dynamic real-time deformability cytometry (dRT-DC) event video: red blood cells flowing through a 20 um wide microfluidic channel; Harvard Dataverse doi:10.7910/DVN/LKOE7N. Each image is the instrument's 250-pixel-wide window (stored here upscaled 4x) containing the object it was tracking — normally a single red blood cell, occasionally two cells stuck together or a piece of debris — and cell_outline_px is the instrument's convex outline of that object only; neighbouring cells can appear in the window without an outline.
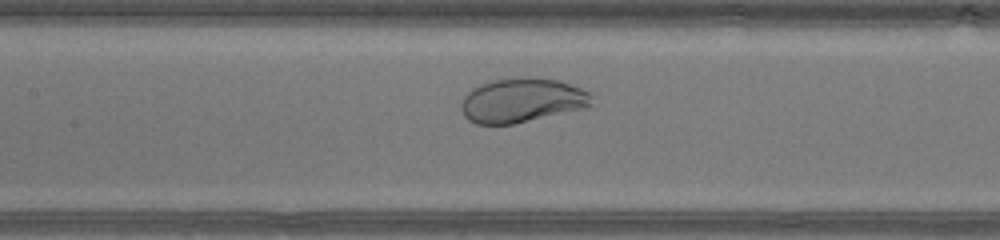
{"species": "human", "species_latin": "Homo sapiens", "temperature_condition": "warm", "stored_images_in_passage": 29, "camera_frame_rate_fps": 3000, "um_per_image_px": 0.085, "donor": {"sex": "male"}, "frame": {"image": 1, "passage_image": 13, "time_ms": 4.0, "image_size_px": [1000, 240], "cell_outline_px": [[592, 108], [512, 124], [476, 124], [468, 120], [464, 116], [460, 108], [460, 104], [464, 96], [472, 88], [480, 84], [492, 80], [528, 76], [560, 80], [592, 92]], "centroid_in_image_um": [44.42, 8.53], "position_along_channel_um": 163.0, "area_um2": 34.51}}
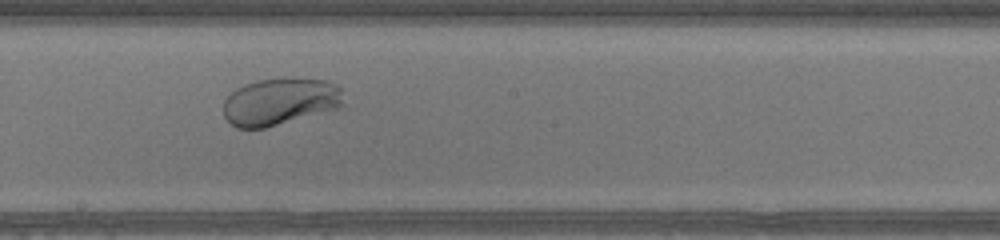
{"frame": {"image": 2, "passage_image": 17, "time_ms": 5.333, "image_size_px": [1000, 240], "cell_outline_px": [[340, 108], [264, 128], [236, 128], [224, 116], [224, 100], [236, 88], [244, 84], [256, 80], [288, 76], [292, 76], [328, 80], [340, 84]], "centroid_in_image_um": [23.8, 8.59], "position_along_channel_um": 224.4, "area_um2": 33.41}}